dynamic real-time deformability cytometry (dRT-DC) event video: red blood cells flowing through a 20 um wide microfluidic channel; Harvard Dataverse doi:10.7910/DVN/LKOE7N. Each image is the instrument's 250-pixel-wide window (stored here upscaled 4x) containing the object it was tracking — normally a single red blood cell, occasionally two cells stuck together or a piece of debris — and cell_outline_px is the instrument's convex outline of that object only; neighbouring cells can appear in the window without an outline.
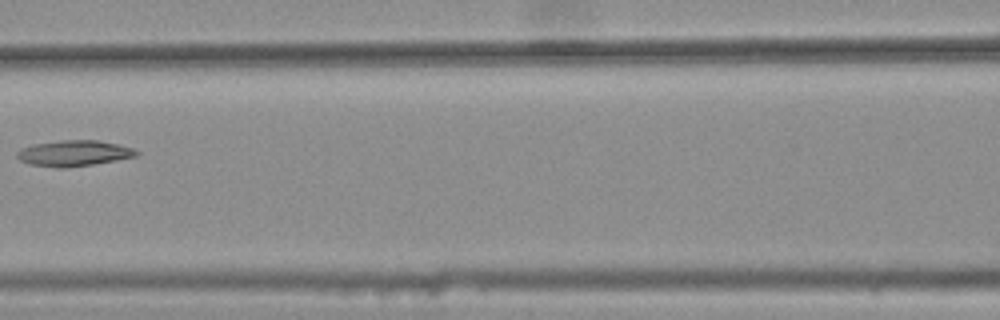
{"species": "common noctule bat (a hibernating species)", "species_latin": "Nyctalus noctula", "temperature_condition": "warm", "stored_images_in_passage": 4, "camera_frame_rate_fps": 3000, "um_per_image_px": 0.085, "animal": {"sex": "female", "body_mass_g": 25.1}, "frame": {"image": 1, "passage_image": 3, "time_ms": 0.667, "image_size_px": [1000, 320], "cell_outline_px": [[140, 152], [136, 156], [116, 160], [92, 164], [64, 168], [56, 168], [32, 164], [20, 160], [16, 156], [16, 152], [20, 148], [32, 144], [60, 140], [96, 140], [116, 144], [132, 148]], "centroid_in_image_um": [6.24, 13.02], "position_along_channel_um": 160.4, "area_um2": 17.86}}
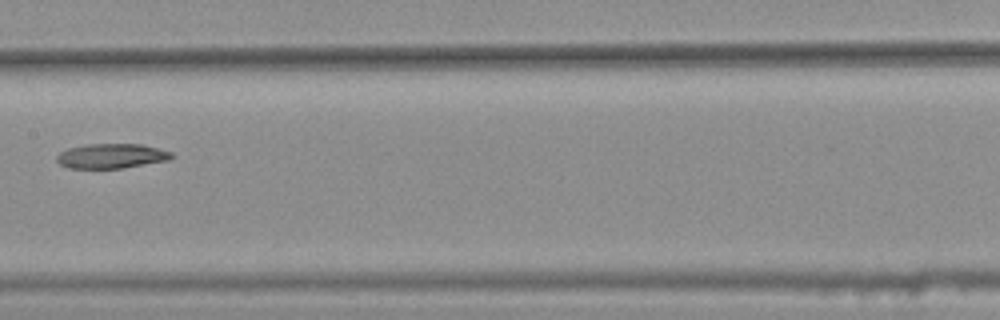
{"frame": {"image": 2, "passage_image": 4, "time_ms": 1.0, "image_size_px": [1000, 320], "cell_outline_px": [[176, 156], [168, 160], [120, 168], [68, 168], [60, 164], [56, 160], [56, 156], [60, 152], [68, 148], [88, 144], [140, 144], [160, 148], [172, 152]], "centroid_in_image_um": [9.48, 13.25], "position_along_channel_um": 197.9, "area_um2": 16.53}}